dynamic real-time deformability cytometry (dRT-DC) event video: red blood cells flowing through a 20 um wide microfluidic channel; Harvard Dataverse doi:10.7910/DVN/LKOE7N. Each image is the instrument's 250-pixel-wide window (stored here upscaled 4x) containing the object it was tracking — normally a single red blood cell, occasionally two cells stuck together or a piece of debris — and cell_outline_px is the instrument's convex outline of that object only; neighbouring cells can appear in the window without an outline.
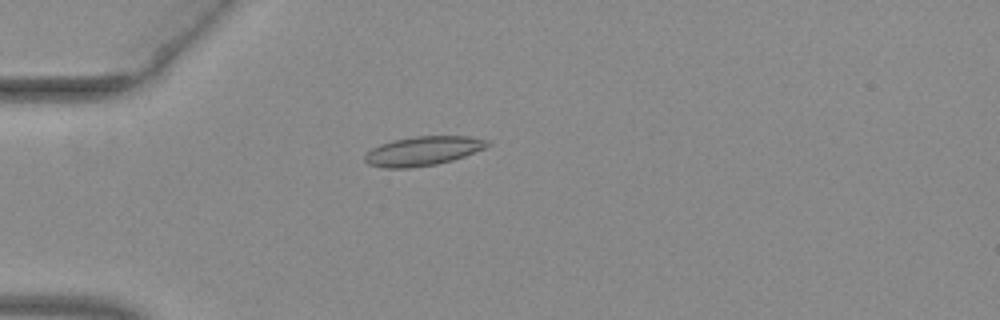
{"species": "common noctule bat (a hibernating species)", "species_latin": "Nyctalus noctula", "temperature_condition": "warm", "stored_images_in_passage": 53, "camera_frame_rate_fps": 3000, "um_per_image_px": 0.085, "animal": {"sex": "female", "body_mass_g": 29.2, "forearm_length_mm": 56.3}, "frame": {"image": 1, "passage_image": 16, "time_ms": 5.0, "image_size_px": [1000, 320], "cell_outline_px": [[492, 144], [484, 148], [464, 156], [452, 160], [436, 164], [408, 168], [384, 168], [368, 164], [364, 160], [364, 156], [372, 148], [380, 144], [392, 140], [416, 136], [468, 136], [488, 140]], "centroid_in_image_um": [35.94, 12.83], "position_along_channel_um": 49.1, "area_um2": 20.81}}
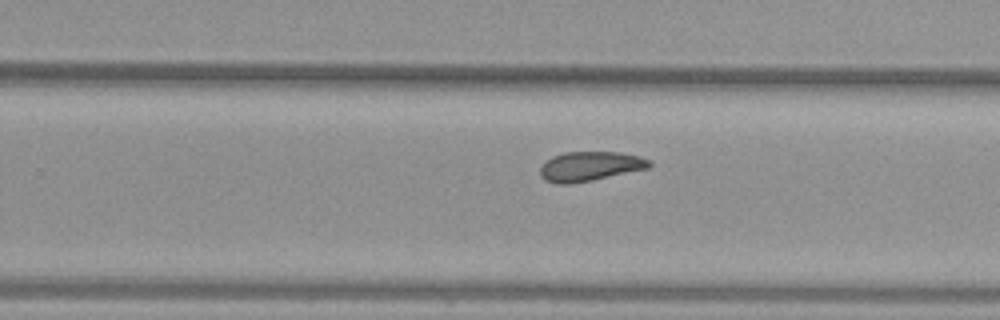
{"frame": {"image": 2, "passage_image": 35, "time_ms": 11.333, "image_size_px": [1000, 320], "cell_outline_px": [[652, 164], [648, 168], [592, 180], [568, 184], [556, 184], [544, 180], [540, 176], [540, 168], [552, 156], [564, 152], [620, 152], [640, 156], [652, 160]], "centroid_in_image_um": [50.15, 14.13], "position_along_channel_um": 279.6, "area_um2": 18.79}}
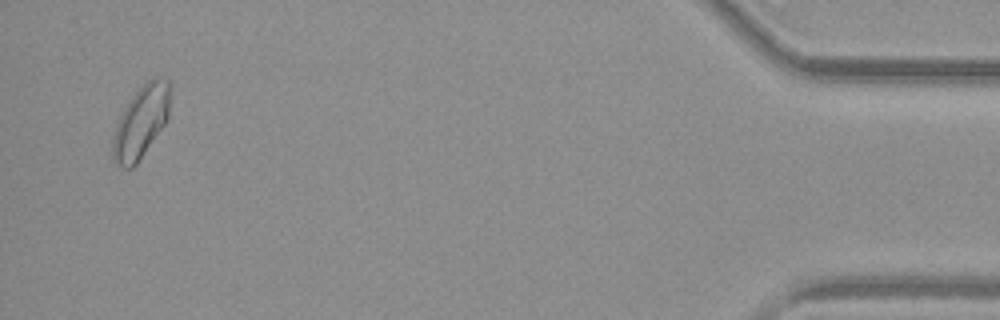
{"frame": {"image": 3, "passage_image": 52, "time_ms": 17.0, "image_size_px": [1000, 320], "cell_outline_px": [[172, 88], [168, 116], [164, 124], [136, 164], [132, 168], [124, 168], [112, 156], [112, 136], [116, 124], [128, 100], [148, 80], [168, 80], [172, 84]], "centroid_in_image_um": [11.98, 10.35], "position_along_channel_um": 423.2, "area_um2": 23.7}, "authors_computed_cell_mechanics": {"area_um2": 20.3456, "velocity_mm_per_s": 3.9456, "shape_relaxation_time_tau1_ms": null, "shape_relaxation_time_tau2_ms": 5.634, "deformation_change_tau1": null, "deformation_change_tau2": 0.1003}}